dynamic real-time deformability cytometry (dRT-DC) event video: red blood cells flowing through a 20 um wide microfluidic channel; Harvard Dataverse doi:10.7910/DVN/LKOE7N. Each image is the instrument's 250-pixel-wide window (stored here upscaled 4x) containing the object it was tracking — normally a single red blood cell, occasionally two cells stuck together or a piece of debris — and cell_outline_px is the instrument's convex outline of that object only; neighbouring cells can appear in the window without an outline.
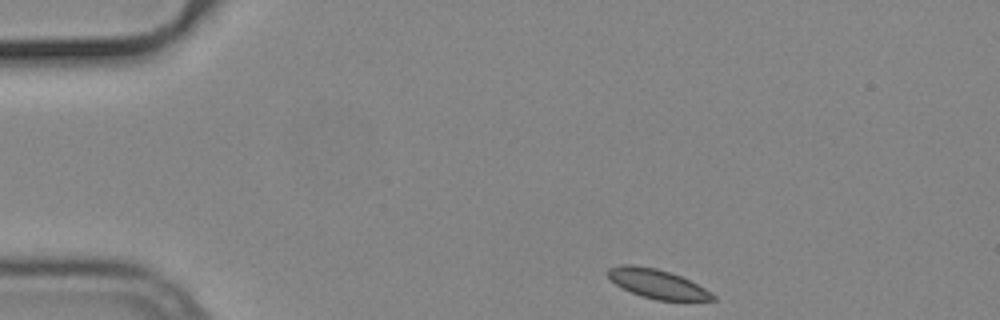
{"species": "common noctule bat (a hibernating species)", "species_latin": "Nyctalus noctula", "temperature_condition": "cold", "stored_images_in_passage": 47, "camera_frame_rate_fps": 3000, "um_per_image_px": 0.085, "animal": {"sex": "male", "body_mass_g": 19.2, "forearm_length_mm": 51.8}, "frame": {"image": 1, "passage_image": 1, "time_ms": 0.0, "image_size_px": [1000, 320], "cell_outline_px": [[716, 300], [656, 300], [640, 296], [616, 284], [604, 272], [608, 268], [624, 264], [632, 264], [656, 268], [680, 276], [704, 288], [716, 296]], "centroid_in_image_um": [55.83, 24.11], "position_along_channel_um": 29.2, "area_um2": 17.57}}
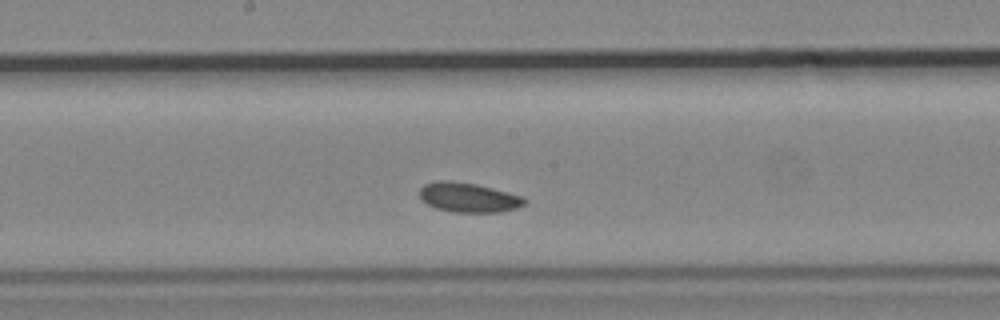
{"frame": {"image": 2, "passage_image": 21, "time_ms": 6.667, "image_size_px": [1000, 320], "cell_outline_px": [[528, 200], [524, 204], [516, 208], [500, 212], [452, 212], [436, 208], [420, 200], [420, 188], [424, 184], [440, 180], [448, 180], [476, 184], [524, 196]], "centroid_in_image_um": [39.82, 16.78], "position_along_channel_um": 208.4, "area_um2": 18.15}}
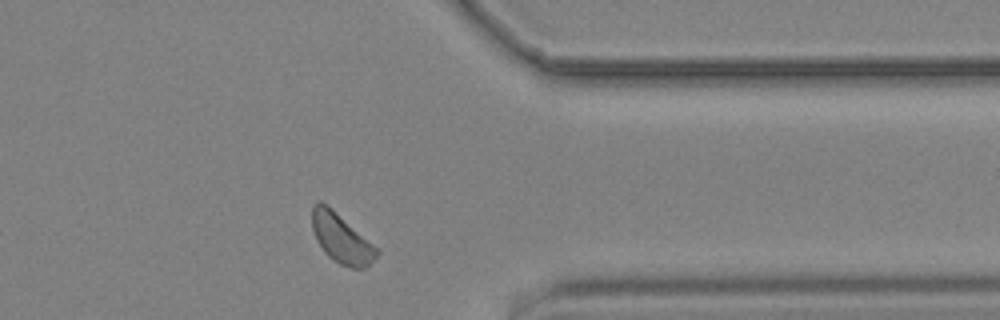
{"frame": {"image": 3, "passage_image": 36, "time_ms": 11.667, "image_size_px": [1000, 320], "cell_outline_px": [[380, 252], [364, 268], [352, 268], [340, 264], [332, 260], [324, 252], [316, 240], [312, 228], [312, 204], [320, 200], [332, 208], [380, 248]], "centroid_in_image_um": [29.02, 20.24], "position_along_channel_um": 382.4, "area_um2": 18.84}}